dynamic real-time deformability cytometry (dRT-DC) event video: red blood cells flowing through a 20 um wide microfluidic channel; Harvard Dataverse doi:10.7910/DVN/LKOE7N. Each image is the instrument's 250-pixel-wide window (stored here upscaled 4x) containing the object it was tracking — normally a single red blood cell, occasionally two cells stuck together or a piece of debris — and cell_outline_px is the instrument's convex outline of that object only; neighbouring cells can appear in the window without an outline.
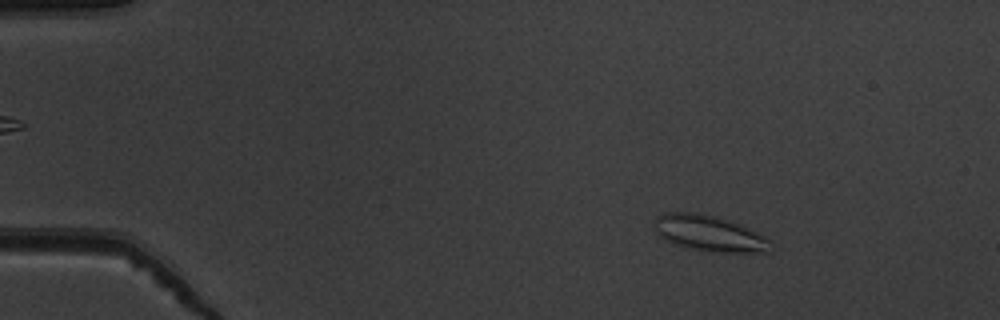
{"species": "common noctule bat (a hibernating species)", "species_latin": "Nyctalus noctula", "temperature_condition": "warm", "stored_images_in_passage": 54, "camera_frame_rate_fps": 3000, "um_per_image_px": 0.085, "animal": {"sex": "male", "body_mass_g": 19.5, "forearm_length_mm": 54.6}, "frame": {"image": 1, "passage_image": 9, "time_ms": 2.667, "image_size_px": [1000, 320], "cell_outline_px": [[768, 252], [712, 252], [672, 244], [660, 236], [652, 228], [656, 216], [664, 212], [696, 212], [716, 216], [740, 224], [764, 236], [768, 240]], "centroid_in_image_um": [60.19, 19.81], "position_along_channel_um": 24.8, "area_um2": 24.22}}
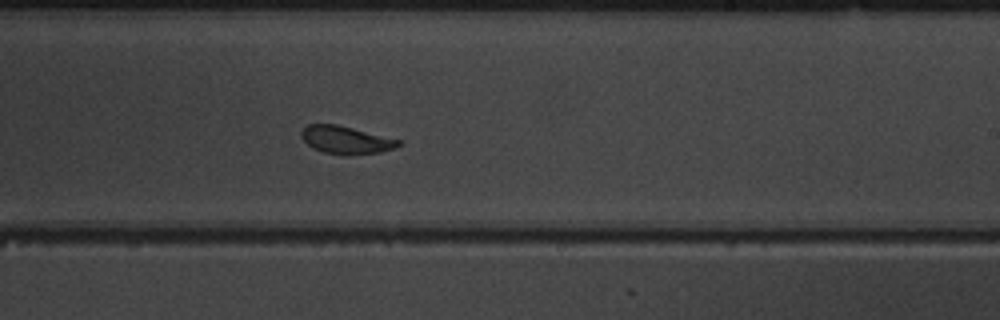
{"frame": {"image": 2, "passage_image": 34, "time_ms": 11.0, "image_size_px": [1000, 320], "cell_outline_px": [[404, 144], [396, 148], [380, 152], [344, 156], [324, 152], [312, 148], [300, 136], [300, 132], [308, 124], [336, 124], [400, 140]], "centroid_in_image_um": [29.41, 11.91], "position_along_channel_um": 259.6, "area_um2": 15.78}}
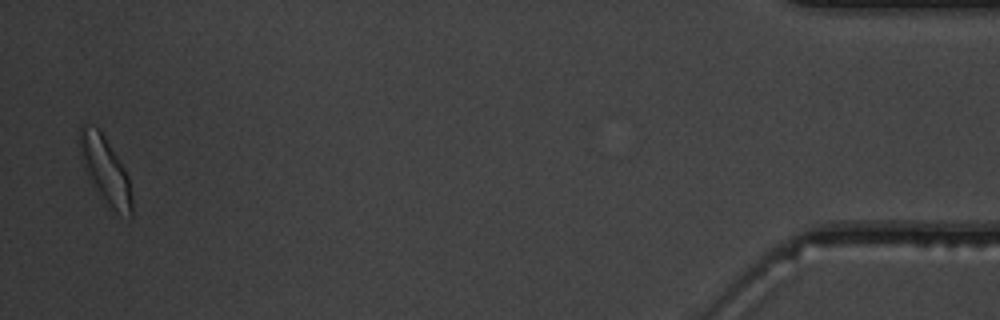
{"frame": {"image": 3, "passage_image": 53, "time_ms": 17.333, "image_size_px": [1000, 320], "cell_outline_px": [[132, 216], [128, 216], [116, 212], [108, 204], [84, 172], [80, 156], [80, 124], [92, 124], [104, 136], [128, 176], [132, 200]], "centroid_in_image_um": [8.92, 14.44], "position_along_channel_um": 426.3, "area_um2": 19.65}, "authors_computed_cell_mechanics": {"area_um2": 17.1666, "velocity_mm_per_s": 3.8938, "shape_relaxation_time_tau1_ms": 3.1927, "shape_relaxation_time_tau2_ms": 1.6831, "deformation_change_tau1": 0.0989, "deformation_change_tau2": 0.0874}}